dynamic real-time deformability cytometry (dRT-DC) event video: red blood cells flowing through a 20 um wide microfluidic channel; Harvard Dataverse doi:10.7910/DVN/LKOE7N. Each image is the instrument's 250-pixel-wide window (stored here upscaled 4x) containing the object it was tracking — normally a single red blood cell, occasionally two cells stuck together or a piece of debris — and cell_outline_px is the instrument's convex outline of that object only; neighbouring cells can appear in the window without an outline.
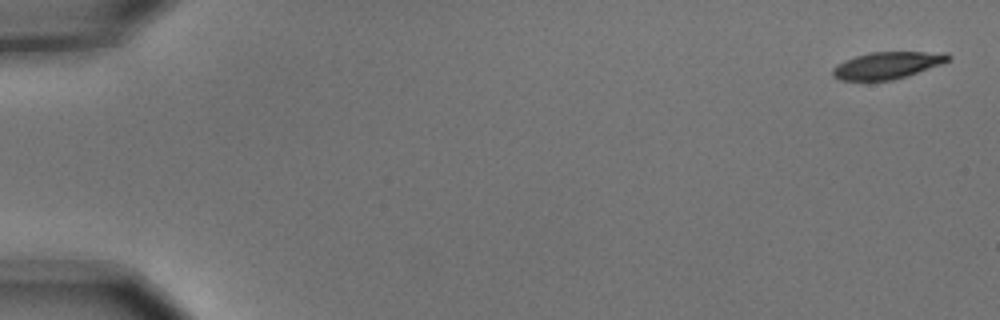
{"species": "common noctule bat (a hibernating species)", "species_latin": "Nyctalus noctula", "temperature_condition": "cold", "stored_images_in_passage": 5, "camera_frame_rate_fps": 3000, "um_per_image_px": 0.085, "animal": {"sex": "male", "body_mass_g": 15.6}, "frame": {"image": 1, "passage_image": 1, "time_ms": 0.0, "image_size_px": [1000, 320], "cell_outline_px": [[952, 60], [892, 80], [840, 80], [832, 76], [832, 68], [836, 64], [844, 60], [868, 52], [948, 52], [952, 56]], "centroid_in_image_um": [75.4, 5.53], "position_along_channel_um": 9.6, "area_um2": 18.09}}
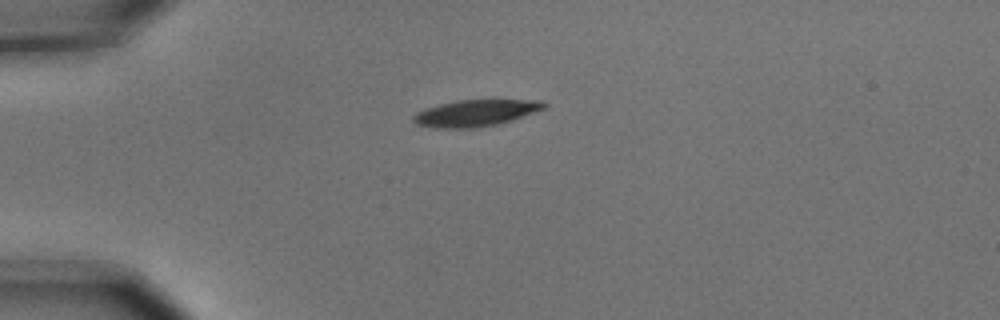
{"frame": {"image": 2, "passage_image": 5, "time_ms": 1.333, "image_size_px": [1000, 320], "cell_outline_px": [[548, 104], [544, 108], [512, 120], [496, 124], [476, 128], [436, 128], [416, 124], [412, 120], [412, 116], [416, 112], [424, 108], [456, 100], [544, 100]], "centroid_in_image_um": [40.39, 9.6], "position_along_channel_um": 44.6, "area_um2": 20.23}}